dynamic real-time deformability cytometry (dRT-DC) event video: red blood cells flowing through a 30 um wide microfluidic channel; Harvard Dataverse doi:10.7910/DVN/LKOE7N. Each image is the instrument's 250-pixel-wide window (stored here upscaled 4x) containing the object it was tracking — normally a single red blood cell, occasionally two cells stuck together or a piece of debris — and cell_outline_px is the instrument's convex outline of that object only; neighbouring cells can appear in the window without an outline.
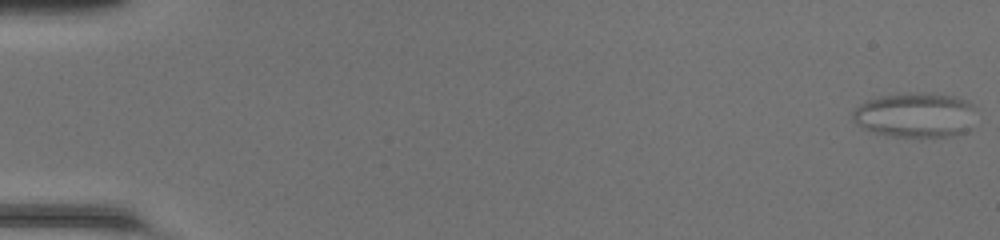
{"species": "common noctule bat (a hibernating species)", "species_latin": "Nyctalus noctula", "temperature_condition": "room temperature", "stored_images_in_passage": 50, "segment_of_instrument_passage": [1, 2], "camera_frame_rate_fps": 3000, "um_per_image_px": 0.085, "animal": {"sex": "female", "body_mass_g": 20.0, "forearm_length_mm": 54.0}, "frame": {"image": 1, "passage_image": 1, "time_ms": 0.0, "image_size_px": [1000, 240], "cell_outline_px": [[972, 128], [968, 132], [956, 136], [892, 136], [872, 132], [860, 128], [852, 120], [852, 112], [860, 104], [868, 100], [880, 96], [904, 92], [936, 92], [956, 96], [968, 100], [972, 104]], "centroid_in_image_um": [77.8, 9.76], "position_along_channel_um": 7.2, "area_um2": 32.83}}
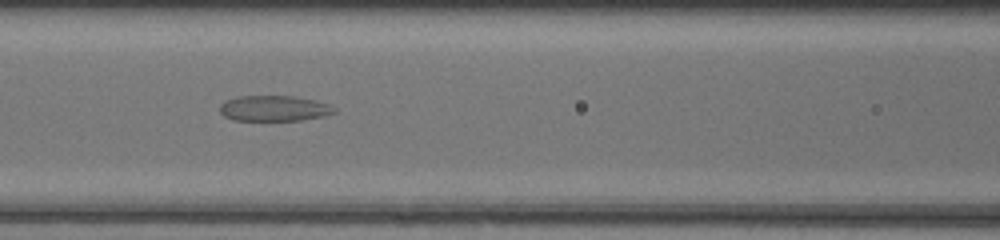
{"frame": {"image": 2, "passage_image": 23, "time_ms": 7.333, "image_size_px": [1000, 240], "cell_outline_px": [[336, 112], [324, 116], [300, 120], [232, 120], [224, 116], [220, 112], [220, 104], [224, 100], [236, 96], [292, 96], [316, 100], [328, 104], [336, 108]], "centroid_in_image_um": [23.28, 9.2], "position_along_channel_um": 143.3, "area_um2": 17.17}}
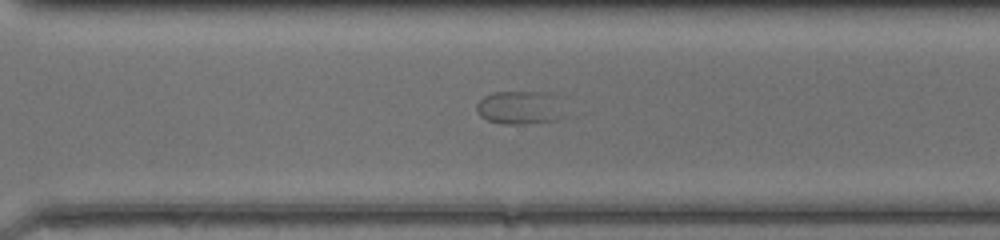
{"frame": {"image": 3, "passage_image": 36, "time_ms": 11.667, "image_size_px": [1000, 240], "cell_outline_px": [[556, 120], [524, 124], [500, 124], [488, 120], [480, 116], [476, 108], [476, 104], [484, 96], [492, 92], [544, 92], [552, 96]], "centroid_in_image_um": [43.93, 9.15], "position_along_channel_um": 326.7, "area_um2": 16.01}}